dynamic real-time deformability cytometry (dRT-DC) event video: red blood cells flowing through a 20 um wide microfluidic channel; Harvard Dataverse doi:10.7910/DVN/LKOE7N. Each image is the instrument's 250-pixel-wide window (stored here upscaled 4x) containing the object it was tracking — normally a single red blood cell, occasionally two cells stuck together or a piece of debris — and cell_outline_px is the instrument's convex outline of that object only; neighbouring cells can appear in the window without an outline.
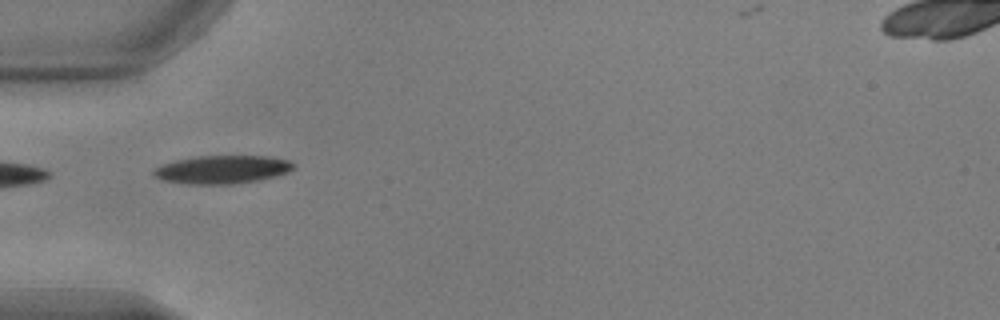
{"species": "common noctule bat (a hibernating species)", "species_latin": "Nyctalus noctula", "temperature_condition": "warm", "stored_images_in_passage": 21, "camera_frame_rate_fps": 3000, "um_per_image_px": 0.085, "animal": {"sex": "male", "body_mass_g": 17.9, "forearm_length_mm": 54.2}, "frame": {"image": 1, "passage_image": 1, "time_ms": 0.0, "image_size_px": [1000, 320], "cell_outline_px": [[296, 168], [288, 172], [276, 176], [260, 180], [232, 184], [188, 184], [164, 180], [152, 176], [152, 172], [156, 168], [164, 164], [176, 160], [196, 156], [268, 156], [288, 160]], "centroid_in_image_um": [18.9, 14.41], "position_along_channel_um": 66.1, "area_um2": 22.95}}
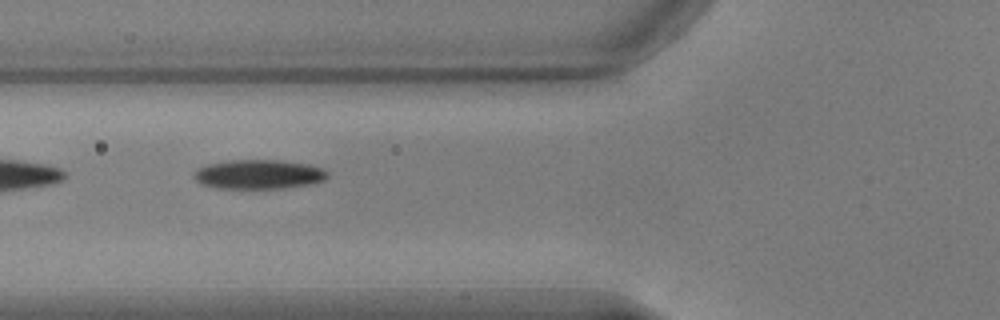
{"frame": {"image": 2, "passage_image": 4, "time_ms": 1.0, "image_size_px": [1000, 320], "cell_outline_px": [[328, 176], [324, 180], [308, 184], [284, 188], [216, 188], [200, 184], [192, 176], [200, 168], [208, 164], [232, 160], [280, 160], [308, 164], [324, 168], [328, 172]], "centroid_in_image_um": [22.01, 14.82], "position_along_channel_um": 103.8, "area_um2": 22.72}}
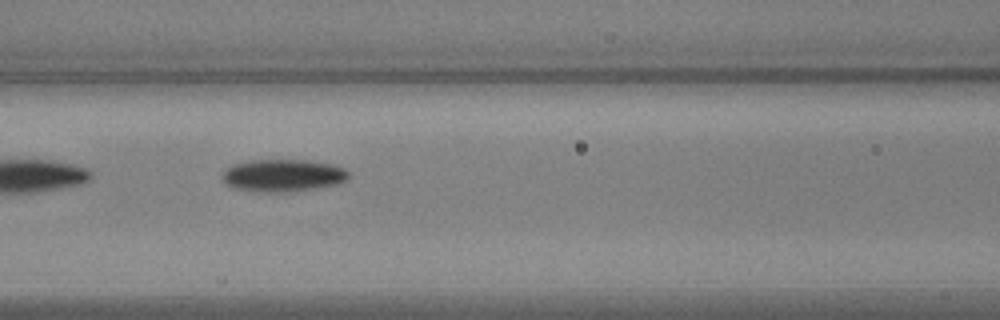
{"frame": {"image": 3, "passage_image": 7, "time_ms": 2.0, "image_size_px": [1000, 320], "cell_outline_px": [[348, 176], [344, 180], [336, 184], [316, 188], [284, 192], [260, 192], [232, 188], [224, 184], [224, 172], [232, 164], [252, 160], [308, 160], [332, 164], [344, 168], [348, 172]], "centroid_in_image_um": [24.03, 14.91], "position_along_channel_um": 142.6, "area_um2": 23.7}}